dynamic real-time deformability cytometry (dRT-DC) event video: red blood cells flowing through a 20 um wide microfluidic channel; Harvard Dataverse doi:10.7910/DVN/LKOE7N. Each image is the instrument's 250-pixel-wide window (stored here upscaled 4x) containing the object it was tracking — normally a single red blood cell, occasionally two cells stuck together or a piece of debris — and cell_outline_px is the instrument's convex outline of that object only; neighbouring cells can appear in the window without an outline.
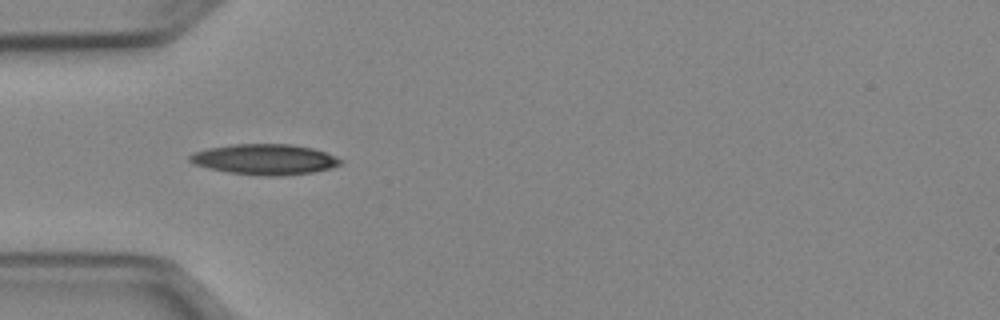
{"species": "Egyptian fruit bat (a non-hibernating species)", "species_latin": "Rousettus aegyptiacus", "temperature_condition": "cold", "stored_images_in_passage": 26, "camera_frame_rate_fps": 3000, "um_per_image_px": 0.085, "animal": {"sex": "female"}, "frame": {"image": 1, "passage_image": 5, "time_ms": 1.333, "image_size_px": [1000, 320], "cell_outline_px": [[344, 160], [340, 164], [332, 168], [312, 172], [280, 176], [264, 176], [228, 172], [208, 168], [196, 164], [188, 160], [188, 156], [192, 152], [208, 148], [232, 144], [292, 144], [312, 148], [336, 156]], "centroid_in_image_um": [22.5, 13.54], "position_along_channel_um": 62.5, "area_um2": 26.88}}